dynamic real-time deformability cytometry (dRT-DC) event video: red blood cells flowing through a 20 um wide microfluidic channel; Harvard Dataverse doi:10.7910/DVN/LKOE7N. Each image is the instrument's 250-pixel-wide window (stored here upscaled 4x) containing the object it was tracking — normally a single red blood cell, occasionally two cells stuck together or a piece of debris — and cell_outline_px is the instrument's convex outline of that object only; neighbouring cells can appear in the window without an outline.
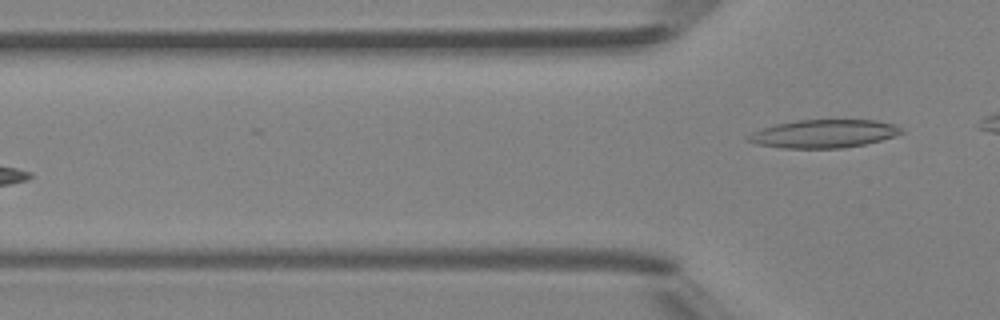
{"species": "Egyptian fruit bat (a non-hibernating species)", "species_latin": "Rousettus aegyptiacus", "temperature_condition": "room temperature", "stored_images_in_passage": 5, "camera_frame_rate_fps": 3000, "um_per_image_px": 0.085, "animal": {"sex": "female"}, "frame": {"image": 1, "passage_image": 5, "time_ms": 4.667, "image_size_px": [1000, 320], "cell_outline_px": [[904, 132], [896, 136], [864, 144], [844, 148], [780, 148], [756, 144], [744, 140], [752, 132], [776, 124], [796, 120], [876, 120], [896, 124], [904, 128]], "centroid_in_image_um": [70.05, 11.37], "position_along_channel_um": 55.7, "area_um2": 25.32}}